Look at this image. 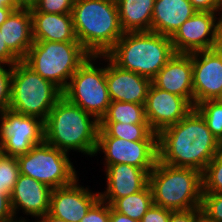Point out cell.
Here are the masks:
<instances>
[{
	"instance_id": "6da1fadb",
	"label": "cell",
	"mask_w": 222,
	"mask_h": 222,
	"mask_svg": "<svg viewBox=\"0 0 222 222\" xmlns=\"http://www.w3.org/2000/svg\"><path fill=\"white\" fill-rule=\"evenodd\" d=\"M222 149L201 114L193 108L183 119L158 133V161L201 173Z\"/></svg>"
},
{
	"instance_id": "e575fe53",
	"label": "cell",
	"mask_w": 222,
	"mask_h": 222,
	"mask_svg": "<svg viewBox=\"0 0 222 222\" xmlns=\"http://www.w3.org/2000/svg\"><path fill=\"white\" fill-rule=\"evenodd\" d=\"M172 212L171 210L152 204L142 217L141 222H169Z\"/></svg>"
},
{
	"instance_id": "277c9868",
	"label": "cell",
	"mask_w": 222,
	"mask_h": 222,
	"mask_svg": "<svg viewBox=\"0 0 222 222\" xmlns=\"http://www.w3.org/2000/svg\"><path fill=\"white\" fill-rule=\"evenodd\" d=\"M174 54L170 37L139 31L124 32L106 56L119 68L152 80Z\"/></svg>"
},
{
	"instance_id": "603a6c76",
	"label": "cell",
	"mask_w": 222,
	"mask_h": 222,
	"mask_svg": "<svg viewBox=\"0 0 222 222\" xmlns=\"http://www.w3.org/2000/svg\"><path fill=\"white\" fill-rule=\"evenodd\" d=\"M116 3L124 32L151 31L155 0H117Z\"/></svg>"
},
{
	"instance_id": "484cf974",
	"label": "cell",
	"mask_w": 222,
	"mask_h": 222,
	"mask_svg": "<svg viewBox=\"0 0 222 222\" xmlns=\"http://www.w3.org/2000/svg\"><path fill=\"white\" fill-rule=\"evenodd\" d=\"M99 122L148 123L145 115V104L111 101Z\"/></svg>"
},
{
	"instance_id": "7bdbcfd3",
	"label": "cell",
	"mask_w": 222,
	"mask_h": 222,
	"mask_svg": "<svg viewBox=\"0 0 222 222\" xmlns=\"http://www.w3.org/2000/svg\"><path fill=\"white\" fill-rule=\"evenodd\" d=\"M194 222H216L215 220L209 218L204 212L201 210L195 215Z\"/></svg>"
},
{
	"instance_id": "60d3db41",
	"label": "cell",
	"mask_w": 222,
	"mask_h": 222,
	"mask_svg": "<svg viewBox=\"0 0 222 222\" xmlns=\"http://www.w3.org/2000/svg\"><path fill=\"white\" fill-rule=\"evenodd\" d=\"M39 219L40 220L37 222H68V221L58 218L54 215H51L49 212L46 213L44 216L40 217Z\"/></svg>"
},
{
	"instance_id": "8fae6325",
	"label": "cell",
	"mask_w": 222,
	"mask_h": 222,
	"mask_svg": "<svg viewBox=\"0 0 222 222\" xmlns=\"http://www.w3.org/2000/svg\"><path fill=\"white\" fill-rule=\"evenodd\" d=\"M44 141V121L7 109L0 112L1 153L13 157L26 154Z\"/></svg>"
},
{
	"instance_id": "9a60e30c",
	"label": "cell",
	"mask_w": 222,
	"mask_h": 222,
	"mask_svg": "<svg viewBox=\"0 0 222 222\" xmlns=\"http://www.w3.org/2000/svg\"><path fill=\"white\" fill-rule=\"evenodd\" d=\"M78 178L70 185L52 190L49 213L68 222H80L90 207L100 198L78 183ZM79 185V186H78Z\"/></svg>"
},
{
	"instance_id": "9c48e42d",
	"label": "cell",
	"mask_w": 222,
	"mask_h": 222,
	"mask_svg": "<svg viewBox=\"0 0 222 222\" xmlns=\"http://www.w3.org/2000/svg\"><path fill=\"white\" fill-rule=\"evenodd\" d=\"M97 58L100 60L99 56L90 55L78 68L63 90V96L100 121L111 100L106 82V66L95 67Z\"/></svg>"
},
{
	"instance_id": "1f68e13d",
	"label": "cell",
	"mask_w": 222,
	"mask_h": 222,
	"mask_svg": "<svg viewBox=\"0 0 222 222\" xmlns=\"http://www.w3.org/2000/svg\"><path fill=\"white\" fill-rule=\"evenodd\" d=\"M0 64V112L9 109L12 67Z\"/></svg>"
},
{
	"instance_id": "8d00e7d4",
	"label": "cell",
	"mask_w": 222,
	"mask_h": 222,
	"mask_svg": "<svg viewBox=\"0 0 222 222\" xmlns=\"http://www.w3.org/2000/svg\"><path fill=\"white\" fill-rule=\"evenodd\" d=\"M201 210L196 208L187 211H175L170 215L169 222H194L195 215Z\"/></svg>"
},
{
	"instance_id": "d590c367",
	"label": "cell",
	"mask_w": 222,
	"mask_h": 222,
	"mask_svg": "<svg viewBox=\"0 0 222 222\" xmlns=\"http://www.w3.org/2000/svg\"><path fill=\"white\" fill-rule=\"evenodd\" d=\"M21 61L8 47L0 31V64L12 67Z\"/></svg>"
},
{
	"instance_id": "f546056e",
	"label": "cell",
	"mask_w": 222,
	"mask_h": 222,
	"mask_svg": "<svg viewBox=\"0 0 222 222\" xmlns=\"http://www.w3.org/2000/svg\"><path fill=\"white\" fill-rule=\"evenodd\" d=\"M76 0H35L30 12L71 14Z\"/></svg>"
},
{
	"instance_id": "4fadbf2b",
	"label": "cell",
	"mask_w": 222,
	"mask_h": 222,
	"mask_svg": "<svg viewBox=\"0 0 222 222\" xmlns=\"http://www.w3.org/2000/svg\"><path fill=\"white\" fill-rule=\"evenodd\" d=\"M194 106L222 96V46L192 53Z\"/></svg>"
},
{
	"instance_id": "83f0119b",
	"label": "cell",
	"mask_w": 222,
	"mask_h": 222,
	"mask_svg": "<svg viewBox=\"0 0 222 222\" xmlns=\"http://www.w3.org/2000/svg\"><path fill=\"white\" fill-rule=\"evenodd\" d=\"M203 193H222V149L202 173Z\"/></svg>"
},
{
	"instance_id": "f1b7e54d",
	"label": "cell",
	"mask_w": 222,
	"mask_h": 222,
	"mask_svg": "<svg viewBox=\"0 0 222 222\" xmlns=\"http://www.w3.org/2000/svg\"><path fill=\"white\" fill-rule=\"evenodd\" d=\"M19 175L17 158L0 153V192L11 195Z\"/></svg>"
},
{
	"instance_id": "ba28073f",
	"label": "cell",
	"mask_w": 222,
	"mask_h": 222,
	"mask_svg": "<svg viewBox=\"0 0 222 222\" xmlns=\"http://www.w3.org/2000/svg\"><path fill=\"white\" fill-rule=\"evenodd\" d=\"M16 158L20 174L29 176L52 190L68 186L79 178L68 154L46 141Z\"/></svg>"
},
{
	"instance_id": "bcb514c9",
	"label": "cell",
	"mask_w": 222,
	"mask_h": 222,
	"mask_svg": "<svg viewBox=\"0 0 222 222\" xmlns=\"http://www.w3.org/2000/svg\"><path fill=\"white\" fill-rule=\"evenodd\" d=\"M107 1H112V2H115V3L117 2V0H107Z\"/></svg>"
},
{
	"instance_id": "ee69618b",
	"label": "cell",
	"mask_w": 222,
	"mask_h": 222,
	"mask_svg": "<svg viewBox=\"0 0 222 222\" xmlns=\"http://www.w3.org/2000/svg\"><path fill=\"white\" fill-rule=\"evenodd\" d=\"M23 7H31L35 0H17Z\"/></svg>"
},
{
	"instance_id": "2e32d148",
	"label": "cell",
	"mask_w": 222,
	"mask_h": 222,
	"mask_svg": "<svg viewBox=\"0 0 222 222\" xmlns=\"http://www.w3.org/2000/svg\"><path fill=\"white\" fill-rule=\"evenodd\" d=\"M99 57L109 62L106 65V82L110 100L145 104L152 80L119 68L106 55Z\"/></svg>"
},
{
	"instance_id": "e0dca14e",
	"label": "cell",
	"mask_w": 222,
	"mask_h": 222,
	"mask_svg": "<svg viewBox=\"0 0 222 222\" xmlns=\"http://www.w3.org/2000/svg\"><path fill=\"white\" fill-rule=\"evenodd\" d=\"M192 53H175L152 79L162 90L184 97L194 107Z\"/></svg>"
},
{
	"instance_id": "30bf717a",
	"label": "cell",
	"mask_w": 222,
	"mask_h": 222,
	"mask_svg": "<svg viewBox=\"0 0 222 222\" xmlns=\"http://www.w3.org/2000/svg\"><path fill=\"white\" fill-rule=\"evenodd\" d=\"M196 11L170 37L175 53L190 54L222 46V17Z\"/></svg>"
},
{
	"instance_id": "836d02e7",
	"label": "cell",
	"mask_w": 222,
	"mask_h": 222,
	"mask_svg": "<svg viewBox=\"0 0 222 222\" xmlns=\"http://www.w3.org/2000/svg\"><path fill=\"white\" fill-rule=\"evenodd\" d=\"M0 222H26L22 216L15 218L12 211L10 195L5 192H0Z\"/></svg>"
},
{
	"instance_id": "52a82bcc",
	"label": "cell",
	"mask_w": 222,
	"mask_h": 222,
	"mask_svg": "<svg viewBox=\"0 0 222 222\" xmlns=\"http://www.w3.org/2000/svg\"><path fill=\"white\" fill-rule=\"evenodd\" d=\"M62 96L58 86L43 79L22 60L12 66L10 110L44 121Z\"/></svg>"
},
{
	"instance_id": "5bb4252c",
	"label": "cell",
	"mask_w": 222,
	"mask_h": 222,
	"mask_svg": "<svg viewBox=\"0 0 222 222\" xmlns=\"http://www.w3.org/2000/svg\"><path fill=\"white\" fill-rule=\"evenodd\" d=\"M194 107L184 98L150 85L145 103V115L150 128L157 134L176 124Z\"/></svg>"
},
{
	"instance_id": "7a4b0ae2",
	"label": "cell",
	"mask_w": 222,
	"mask_h": 222,
	"mask_svg": "<svg viewBox=\"0 0 222 222\" xmlns=\"http://www.w3.org/2000/svg\"><path fill=\"white\" fill-rule=\"evenodd\" d=\"M99 121L62 96L44 120V141L68 153L95 155Z\"/></svg>"
},
{
	"instance_id": "4dcf8cb0",
	"label": "cell",
	"mask_w": 222,
	"mask_h": 222,
	"mask_svg": "<svg viewBox=\"0 0 222 222\" xmlns=\"http://www.w3.org/2000/svg\"><path fill=\"white\" fill-rule=\"evenodd\" d=\"M201 211L216 222H222V193H202Z\"/></svg>"
},
{
	"instance_id": "4316f807",
	"label": "cell",
	"mask_w": 222,
	"mask_h": 222,
	"mask_svg": "<svg viewBox=\"0 0 222 222\" xmlns=\"http://www.w3.org/2000/svg\"><path fill=\"white\" fill-rule=\"evenodd\" d=\"M194 108L201 114L213 136L222 144V102L219 99L206 100Z\"/></svg>"
},
{
	"instance_id": "ac0fdd59",
	"label": "cell",
	"mask_w": 222,
	"mask_h": 222,
	"mask_svg": "<svg viewBox=\"0 0 222 222\" xmlns=\"http://www.w3.org/2000/svg\"><path fill=\"white\" fill-rule=\"evenodd\" d=\"M52 189L43 183L20 174L10 195L12 211L15 216L22 210L39 220L49 212ZM19 209V210H18ZM18 211V212H17Z\"/></svg>"
},
{
	"instance_id": "d6986e66",
	"label": "cell",
	"mask_w": 222,
	"mask_h": 222,
	"mask_svg": "<svg viewBox=\"0 0 222 222\" xmlns=\"http://www.w3.org/2000/svg\"><path fill=\"white\" fill-rule=\"evenodd\" d=\"M107 179L106 191L99 192L108 204L142 190L148 184L152 169H141L125 163L104 166Z\"/></svg>"
},
{
	"instance_id": "74e56055",
	"label": "cell",
	"mask_w": 222,
	"mask_h": 222,
	"mask_svg": "<svg viewBox=\"0 0 222 222\" xmlns=\"http://www.w3.org/2000/svg\"><path fill=\"white\" fill-rule=\"evenodd\" d=\"M196 11L217 12V0H189Z\"/></svg>"
},
{
	"instance_id": "5b68a950",
	"label": "cell",
	"mask_w": 222,
	"mask_h": 222,
	"mask_svg": "<svg viewBox=\"0 0 222 222\" xmlns=\"http://www.w3.org/2000/svg\"><path fill=\"white\" fill-rule=\"evenodd\" d=\"M148 184L155 205L173 212L201 208L202 173L196 169L157 161L149 173Z\"/></svg>"
},
{
	"instance_id": "d4e9b609",
	"label": "cell",
	"mask_w": 222,
	"mask_h": 222,
	"mask_svg": "<svg viewBox=\"0 0 222 222\" xmlns=\"http://www.w3.org/2000/svg\"><path fill=\"white\" fill-rule=\"evenodd\" d=\"M153 204L152 192L149 184L142 190L116 199L110 206L117 212L131 219L141 221L144 214Z\"/></svg>"
},
{
	"instance_id": "f35d334b",
	"label": "cell",
	"mask_w": 222,
	"mask_h": 222,
	"mask_svg": "<svg viewBox=\"0 0 222 222\" xmlns=\"http://www.w3.org/2000/svg\"><path fill=\"white\" fill-rule=\"evenodd\" d=\"M109 222H141V221L131 219L130 217L115 211L110 206V219H109Z\"/></svg>"
},
{
	"instance_id": "cb8c5ba5",
	"label": "cell",
	"mask_w": 222,
	"mask_h": 222,
	"mask_svg": "<svg viewBox=\"0 0 222 222\" xmlns=\"http://www.w3.org/2000/svg\"><path fill=\"white\" fill-rule=\"evenodd\" d=\"M98 136H111L129 141L158 140L148 123L99 122Z\"/></svg>"
},
{
	"instance_id": "44dd1931",
	"label": "cell",
	"mask_w": 222,
	"mask_h": 222,
	"mask_svg": "<svg viewBox=\"0 0 222 222\" xmlns=\"http://www.w3.org/2000/svg\"><path fill=\"white\" fill-rule=\"evenodd\" d=\"M195 12L189 0H155L151 31L171 37Z\"/></svg>"
},
{
	"instance_id": "7c38bea8",
	"label": "cell",
	"mask_w": 222,
	"mask_h": 222,
	"mask_svg": "<svg viewBox=\"0 0 222 222\" xmlns=\"http://www.w3.org/2000/svg\"><path fill=\"white\" fill-rule=\"evenodd\" d=\"M100 151L105 155L104 165L125 163L141 169H153L158 161V140L129 141L98 136L95 154Z\"/></svg>"
},
{
	"instance_id": "7402d4cb",
	"label": "cell",
	"mask_w": 222,
	"mask_h": 222,
	"mask_svg": "<svg viewBox=\"0 0 222 222\" xmlns=\"http://www.w3.org/2000/svg\"><path fill=\"white\" fill-rule=\"evenodd\" d=\"M34 41L79 42L72 15L31 12Z\"/></svg>"
},
{
	"instance_id": "3957f363",
	"label": "cell",
	"mask_w": 222,
	"mask_h": 222,
	"mask_svg": "<svg viewBox=\"0 0 222 222\" xmlns=\"http://www.w3.org/2000/svg\"><path fill=\"white\" fill-rule=\"evenodd\" d=\"M71 15L76 38L90 55H106L124 34L115 2L76 0Z\"/></svg>"
},
{
	"instance_id": "ffe728a7",
	"label": "cell",
	"mask_w": 222,
	"mask_h": 222,
	"mask_svg": "<svg viewBox=\"0 0 222 222\" xmlns=\"http://www.w3.org/2000/svg\"><path fill=\"white\" fill-rule=\"evenodd\" d=\"M0 31L7 47L23 60L34 43L30 8L14 10L1 24Z\"/></svg>"
},
{
	"instance_id": "f6af8a7d",
	"label": "cell",
	"mask_w": 222,
	"mask_h": 222,
	"mask_svg": "<svg viewBox=\"0 0 222 222\" xmlns=\"http://www.w3.org/2000/svg\"><path fill=\"white\" fill-rule=\"evenodd\" d=\"M222 11V0H217V12H218V16L222 17V13L220 11ZM221 13V14H220ZM220 14V15H219Z\"/></svg>"
},
{
	"instance_id": "ab89813d",
	"label": "cell",
	"mask_w": 222,
	"mask_h": 222,
	"mask_svg": "<svg viewBox=\"0 0 222 222\" xmlns=\"http://www.w3.org/2000/svg\"><path fill=\"white\" fill-rule=\"evenodd\" d=\"M5 7L13 8L14 10L23 8L17 0H0V8Z\"/></svg>"
},
{
	"instance_id": "d6a6232c",
	"label": "cell",
	"mask_w": 222,
	"mask_h": 222,
	"mask_svg": "<svg viewBox=\"0 0 222 222\" xmlns=\"http://www.w3.org/2000/svg\"><path fill=\"white\" fill-rule=\"evenodd\" d=\"M110 204L99 198L80 222H109Z\"/></svg>"
},
{
	"instance_id": "b9f144b4",
	"label": "cell",
	"mask_w": 222,
	"mask_h": 222,
	"mask_svg": "<svg viewBox=\"0 0 222 222\" xmlns=\"http://www.w3.org/2000/svg\"><path fill=\"white\" fill-rule=\"evenodd\" d=\"M13 11L14 9L9 7L0 8V26L10 16V14Z\"/></svg>"
},
{
	"instance_id": "8992f818",
	"label": "cell",
	"mask_w": 222,
	"mask_h": 222,
	"mask_svg": "<svg viewBox=\"0 0 222 222\" xmlns=\"http://www.w3.org/2000/svg\"><path fill=\"white\" fill-rule=\"evenodd\" d=\"M89 56L80 42L34 41L22 61L63 91Z\"/></svg>"
}]
</instances>
